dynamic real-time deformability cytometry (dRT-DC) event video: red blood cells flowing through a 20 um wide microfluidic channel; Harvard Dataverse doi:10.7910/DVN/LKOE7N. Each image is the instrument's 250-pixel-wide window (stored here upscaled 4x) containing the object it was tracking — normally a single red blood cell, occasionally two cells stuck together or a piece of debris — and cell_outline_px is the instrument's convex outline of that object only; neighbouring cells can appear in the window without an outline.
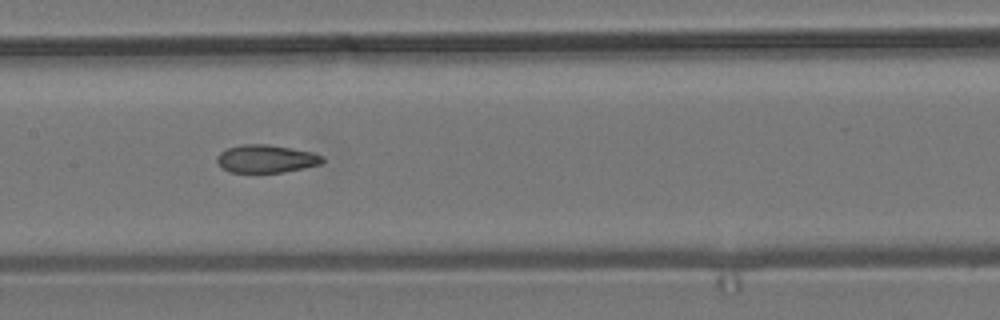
{"species": "common noctule bat (a hibernating species)", "species_latin": "Nyctalus noctula", "temperature_condition": "room temperature", "stored_images_in_passage": 9, "camera_frame_rate_fps": 3000, "um_per_image_px": 0.085, "animal": {"sex": "male", "body_mass_g": 19.2, "forearm_length_mm": 51.8}, "frame": {"image": 1, "passage_image": 6, "time_ms": 1.667, "image_size_px": [1000, 320], "cell_outline_px": [[324, 160], [320, 164], [284, 172], [232, 172], [220, 168], [216, 160], [216, 156], [220, 152], [228, 148], [240, 144], [268, 144], [312, 152], [324, 156]], "centroid_in_image_um": [22.59, 13.49], "position_along_channel_um": 184.8, "area_um2": 17.17}}
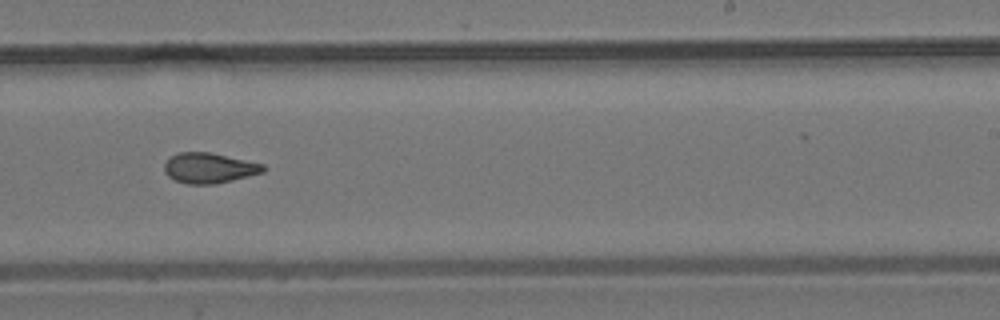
{"frame": {"image": 2, "passage_image": 8, "time_ms": 2.333, "image_size_px": [1000, 320], "cell_outline_px": [[264, 172], [216, 184], [188, 184], [176, 180], [168, 176], [164, 172], [164, 164], [172, 156], [180, 152], [212, 152], [264, 164]], "centroid_in_image_um": [17.78, 14.28], "position_along_channel_um": 271.2, "area_um2": 17.4}}
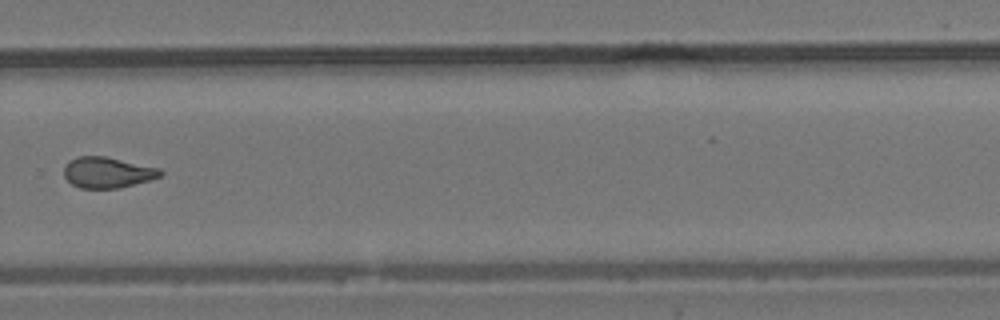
{"frame": {"image": 3, "passage_image": 9, "time_ms": 2.667, "image_size_px": [1000, 320], "cell_outline_px": [[164, 172], [160, 176], [148, 180], [120, 188], [80, 188], [72, 184], [64, 176], [64, 164], [68, 160], [80, 156], [104, 156], [160, 168]], "centroid_in_image_um": [9.11, 14.65], "position_along_channel_um": 320.7, "area_um2": 17.28}}